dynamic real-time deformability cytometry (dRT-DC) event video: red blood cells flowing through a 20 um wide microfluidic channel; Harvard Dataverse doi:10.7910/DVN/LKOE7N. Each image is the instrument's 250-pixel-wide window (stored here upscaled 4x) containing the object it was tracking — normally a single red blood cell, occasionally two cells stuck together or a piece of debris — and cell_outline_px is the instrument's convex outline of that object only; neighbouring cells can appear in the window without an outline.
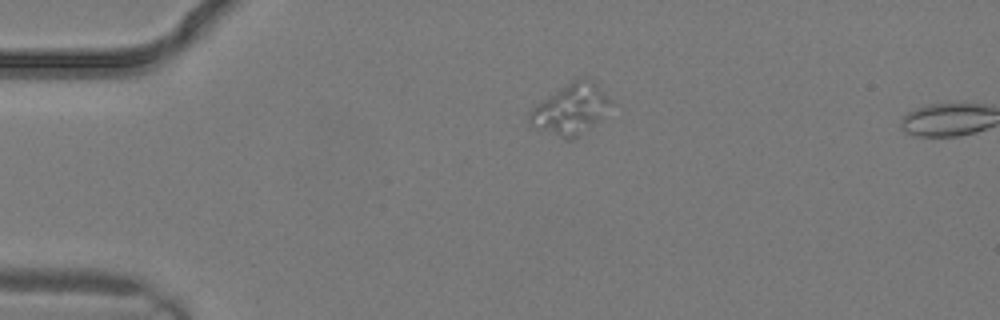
{"species": "common noctule bat (a hibernating species)", "species_latin": "Nyctalus noctula", "temperature_condition": "warm", "stored_images_in_passage": 3, "camera_frame_rate_fps": 3000, "um_per_image_px": 0.085, "animal": {"sex": "male", "body_mass_g": 19.2, "forearm_length_mm": 51.8}, "frame": {"image": 1, "passage_image": 1, "time_ms": 0.0, "image_size_px": [1000, 320], "cell_outline_px": [[608, 100], [596, 120], [572, 140], [564, 140], [536, 128], [528, 120], [528, 112], [536, 104], [572, 80], [580, 76], [588, 76], [604, 92]], "centroid_in_image_um": [48.39, 9.26], "position_along_channel_um": 36.6, "area_um2": 22.89}}